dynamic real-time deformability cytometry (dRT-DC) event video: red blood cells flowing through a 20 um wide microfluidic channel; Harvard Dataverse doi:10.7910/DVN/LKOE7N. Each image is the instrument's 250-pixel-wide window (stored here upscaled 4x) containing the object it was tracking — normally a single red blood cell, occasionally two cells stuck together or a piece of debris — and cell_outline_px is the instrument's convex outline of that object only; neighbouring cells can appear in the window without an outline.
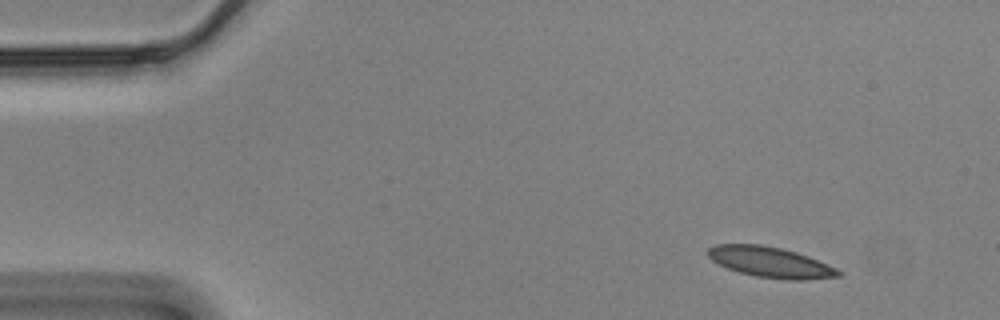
{"species": "Egyptian fruit bat (a non-hibernating species)", "species_latin": "Rousettus aegyptiacus", "temperature_condition": "cold", "stored_images_in_passage": 45, "camera_frame_rate_fps": 3000, "um_per_image_px": 0.085, "animal": {"sex": "male"}, "frame": {"image": 1, "passage_image": 1, "time_ms": 0.0, "image_size_px": [1000, 320], "cell_outline_px": [[844, 272], [840, 276], [804, 280], [788, 280], [756, 276], [740, 272], [728, 268], [712, 260], [708, 256], [708, 248], [716, 244], [760, 244], [780, 248], [796, 252], [808, 256], [836, 268]], "centroid_in_image_um": [65.5, 22.29], "position_along_channel_um": 19.5, "area_um2": 23.06}}
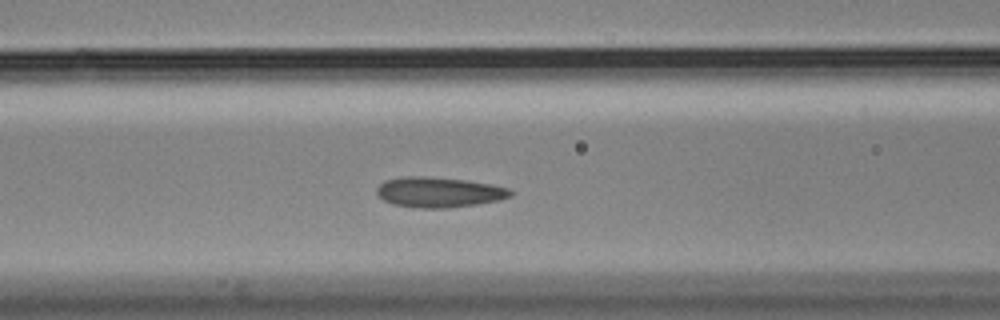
{"frame": {"image": 2, "passage_image": 18, "time_ms": 5.667, "image_size_px": [1000, 320], "cell_outline_px": [[512, 196], [500, 200], [476, 204], [448, 208], [420, 208], [392, 204], [384, 200], [376, 192], [376, 188], [384, 180], [404, 176], [428, 176], [464, 180], [488, 184], [508, 188], [512, 192]], "centroid_in_image_um": [37.28, 16.33], "position_along_channel_um": 129.3, "area_um2": 23.52}}
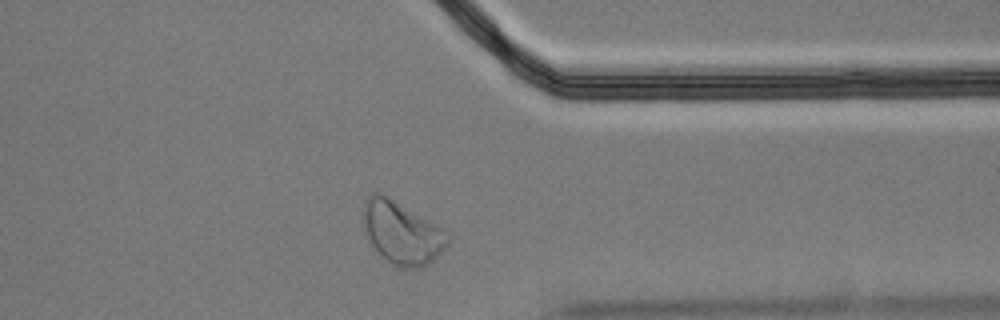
{"frame": {"image": 3, "passage_image": 40, "time_ms": 13.0, "image_size_px": [1000, 320], "cell_outline_px": [[448, 244], [432, 260], [420, 268], [396, 268], [380, 256], [372, 244], [368, 236], [364, 220], [364, 200], [372, 192], [376, 192], [388, 196], [440, 224], [448, 232]], "centroid_in_image_um": [34.19, 19.77], "position_along_channel_um": 377.2, "area_um2": 30.98}, "authors_computed_cell_mechanics": {"area_um2": 23.0622, "velocity_mm_per_s": 3.4541, "shape_relaxation_time_tau1_ms": 6.8102, "shape_relaxation_time_tau2_ms": 2.2075, "deformation_change_tau1": 0.1258, "deformation_change_tau2": 0.0599}}